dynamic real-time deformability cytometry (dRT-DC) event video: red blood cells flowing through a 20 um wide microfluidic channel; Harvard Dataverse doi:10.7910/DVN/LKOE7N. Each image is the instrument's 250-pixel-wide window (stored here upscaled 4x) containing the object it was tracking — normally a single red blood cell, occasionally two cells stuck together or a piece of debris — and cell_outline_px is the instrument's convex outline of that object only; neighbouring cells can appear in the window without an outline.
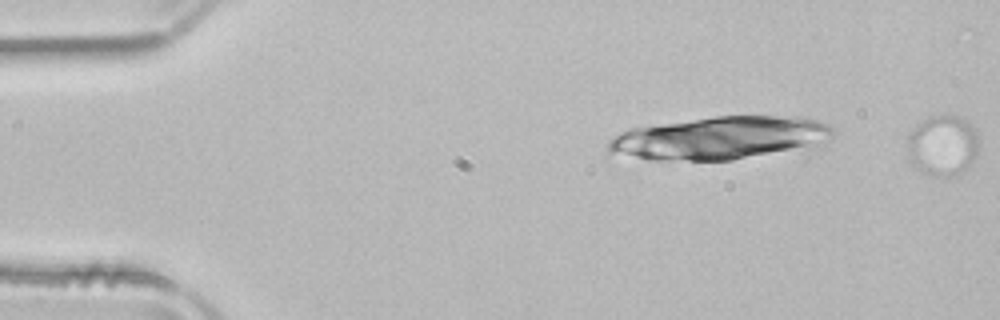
{"species": "common noctule bat (a hibernating species)", "species_latin": "Nyctalus noctula", "temperature_condition": "room temperature", "stored_images_in_passage": 6, "camera_frame_rate_fps": 3000, "um_per_image_px": 0.085, "animal": {"sex": "male", "body_mass_g": 21.5, "forearm_length_mm": 52.0}, "frame": {"image": 1, "passage_image": 6, "time_ms": 1.667, "image_size_px": [1000, 320], "cell_outline_px": [[980, 140], [976, 156], [964, 172], [948, 176], [932, 176], [924, 172], [912, 164], [908, 160], [908, 136], [916, 124], [928, 116], [956, 116], [968, 120], [976, 128]], "centroid_in_image_um": [80.16, 12.35], "position_along_channel_um": 4.8, "area_um2": 25.61}}